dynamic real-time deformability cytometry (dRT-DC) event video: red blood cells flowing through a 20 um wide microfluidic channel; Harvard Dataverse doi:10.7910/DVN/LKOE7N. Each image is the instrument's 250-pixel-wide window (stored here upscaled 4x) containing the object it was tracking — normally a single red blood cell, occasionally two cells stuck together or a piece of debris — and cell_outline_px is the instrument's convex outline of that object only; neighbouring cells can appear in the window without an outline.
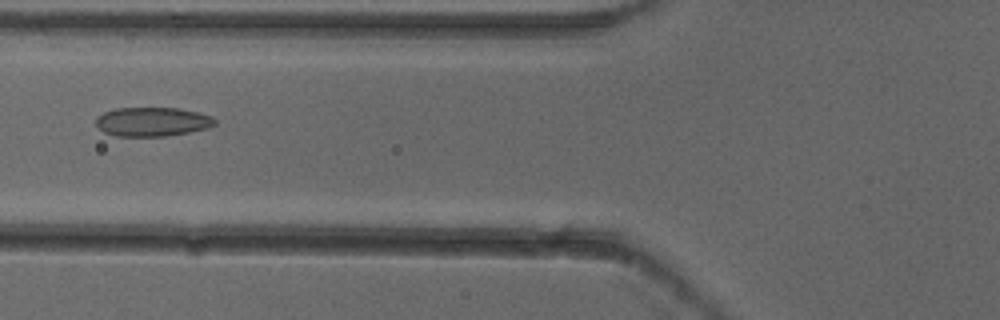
{"species": "common noctule bat (a hibernating species)", "species_latin": "Nyctalus noctula", "temperature_condition": "cold", "stored_images_in_passage": 4, "camera_frame_rate_fps": 3000, "um_per_image_px": 0.085, "animal": {"sex": "female"}, "frame": {"image": 1, "passage_image": 3, "time_ms": 0.667, "image_size_px": [1000, 320], "cell_outline_px": [[216, 124], [208, 128], [188, 132], [164, 136], [116, 136], [104, 132], [96, 124], [96, 116], [104, 112], [116, 108], [176, 108], [196, 112], [212, 116], [216, 120]], "centroid_in_image_um": [12.94, 10.35], "position_along_channel_um": 112.9, "area_um2": 20.06}}
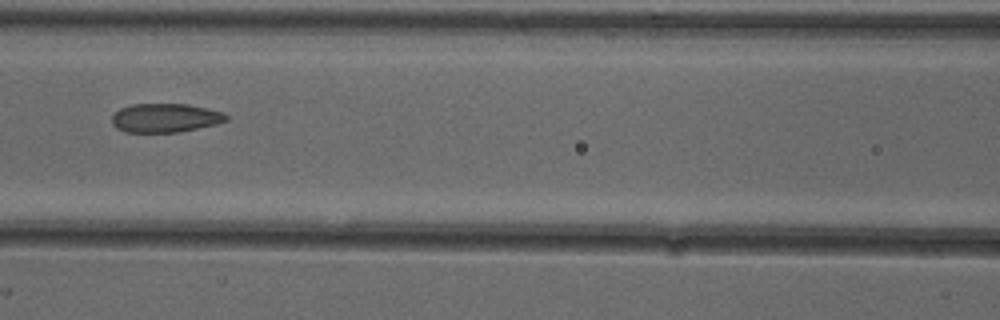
{"frame": {"image": 2, "passage_image": 4, "time_ms": 1.0, "image_size_px": [1000, 320], "cell_outline_px": [[228, 120], [216, 124], [176, 132], [124, 132], [116, 128], [112, 124], [112, 116], [120, 108], [132, 104], [188, 104], [224, 112], [228, 116]], "centroid_in_image_um": [14.03, 10.02], "position_along_channel_um": 152.6, "area_um2": 19.19}}